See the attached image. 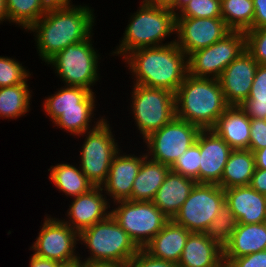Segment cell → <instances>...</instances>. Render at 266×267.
<instances>
[{"label":"cell","instance_id":"24","mask_svg":"<svg viewBox=\"0 0 266 267\" xmlns=\"http://www.w3.org/2000/svg\"><path fill=\"white\" fill-rule=\"evenodd\" d=\"M196 183L195 180L170 170L152 202L171 220L179 212Z\"/></svg>","mask_w":266,"mask_h":267},{"label":"cell","instance_id":"35","mask_svg":"<svg viewBox=\"0 0 266 267\" xmlns=\"http://www.w3.org/2000/svg\"><path fill=\"white\" fill-rule=\"evenodd\" d=\"M200 145L196 141L170 167L171 171L199 183Z\"/></svg>","mask_w":266,"mask_h":267},{"label":"cell","instance_id":"34","mask_svg":"<svg viewBox=\"0 0 266 267\" xmlns=\"http://www.w3.org/2000/svg\"><path fill=\"white\" fill-rule=\"evenodd\" d=\"M93 110L94 108L64 110L54 124L74 135L85 134L90 126L89 122L91 121Z\"/></svg>","mask_w":266,"mask_h":267},{"label":"cell","instance_id":"18","mask_svg":"<svg viewBox=\"0 0 266 267\" xmlns=\"http://www.w3.org/2000/svg\"><path fill=\"white\" fill-rule=\"evenodd\" d=\"M100 191H102L101 186H94L87 193L75 196L68 212L70 222L65 223L80 233L95 223L107 219L110 216V211L108 214L106 212L109 204Z\"/></svg>","mask_w":266,"mask_h":267},{"label":"cell","instance_id":"45","mask_svg":"<svg viewBox=\"0 0 266 267\" xmlns=\"http://www.w3.org/2000/svg\"><path fill=\"white\" fill-rule=\"evenodd\" d=\"M46 11L70 7L71 0H41Z\"/></svg>","mask_w":266,"mask_h":267},{"label":"cell","instance_id":"21","mask_svg":"<svg viewBox=\"0 0 266 267\" xmlns=\"http://www.w3.org/2000/svg\"><path fill=\"white\" fill-rule=\"evenodd\" d=\"M178 267H225L223 248L205 233L191 232L179 259Z\"/></svg>","mask_w":266,"mask_h":267},{"label":"cell","instance_id":"28","mask_svg":"<svg viewBox=\"0 0 266 267\" xmlns=\"http://www.w3.org/2000/svg\"><path fill=\"white\" fill-rule=\"evenodd\" d=\"M51 169L49 179L66 195L79 196L94 187L85 174L80 171L81 169L78 170L73 165L58 164Z\"/></svg>","mask_w":266,"mask_h":267},{"label":"cell","instance_id":"48","mask_svg":"<svg viewBox=\"0 0 266 267\" xmlns=\"http://www.w3.org/2000/svg\"><path fill=\"white\" fill-rule=\"evenodd\" d=\"M191 0H175L170 6H169V9L177 14L175 11L177 9H180V11L188 5V3L190 2ZM176 8V9H175ZM175 10V11H174Z\"/></svg>","mask_w":266,"mask_h":267},{"label":"cell","instance_id":"47","mask_svg":"<svg viewBox=\"0 0 266 267\" xmlns=\"http://www.w3.org/2000/svg\"><path fill=\"white\" fill-rule=\"evenodd\" d=\"M81 267H129V262L90 264L81 263Z\"/></svg>","mask_w":266,"mask_h":267},{"label":"cell","instance_id":"31","mask_svg":"<svg viewBox=\"0 0 266 267\" xmlns=\"http://www.w3.org/2000/svg\"><path fill=\"white\" fill-rule=\"evenodd\" d=\"M240 108L250 119H266V65H258L249 97Z\"/></svg>","mask_w":266,"mask_h":267},{"label":"cell","instance_id":"44","mask_svg":"<svg viewBox=\"0 0 266 267\" xmlns=\"http://www.w3.org/2000/svg\"><path fill=\"white\" fill-rule=\"evenodd\" d=\"M64 265L60 262L50 260L47 258L39 257L35 254L30 259V267H63Z\"/></svg>","mask_w":266,"mask_h":267},{"label":"cell","instance_id":"20","mask_svg":"<svg viewBox=\"0 0 266 267\" xmlns=\"http://www.w3.org/2000/svg\"><path fill=\"white\" fill-rule=\"evenodd\" d=\"M190 233L171 219L143 247V250L154 258L178 264Z\"/></svg>","mask_w":266,"mask_h":267},{"label":"cell","instance_id":"10","mask_svg":"<svg viewBox=\"0 0 266 267\" xmlns=\"http://www.w3.org/2000/svg\"><path fill=\"white\" fill-rule=\"evenodd\" d=\"M90 38L67 46L47 62L56 68L67 86L82 87L92 92L90 86L98 80V54Z\"/></svg>","mask_w":266,"mask_h":267},{"label":"cell","instance_id":"29","mask_svg":"<svg viewBox=\"0 0 266 267\" xmlns=\"http://www.w3.org/2000/svg\"><path fill=\"white\" fill-rule=\"evenodd\" d=\"M222 19L231 31L253 29V0H221Z\"/></svg>","mask_w":266,"mask_h":267},{"label":"cell","instance_id":"51","mask_svg":"<svg viewBox=\"0 0 266 267\" xmlns=\"http://www.w3.org/2000/svg\"><path fill=\"white\" fill-rule=\"evenodd\" d=\"M63 267H81V262H77L71 265H64Z\"/></svg>","mask_w":266,"mask_h":267},{"label":"cell","instance_id":"6","mask_svg":"<svg viewBox=\"0 0 266 267\" xmlns=\"http://www.w3.org/2000/svg\"><path fill=\"white\" fill-rule=\"evenodd\" d=\"M133 112L143 139L176 117L175 94L161 88L134 85Z\"/></svg>","mask_w":266,"mask_h":267},{"label":"cell","instance_id":"27","mask_svg":"<svg viewBox=\"0 0 266 267\" xmlns=\"http://www.w3.org/2000/svg\"><path fill=\"white\" fill-rule=\"evenodd\" d=\"M255 168V158L251 150H232L225 164L221 182L218 185L223 189L249 186Z\"/></svg>","mask_w":266,"mask_h":267},{"label":"cell","instance_id":"49","mask_svg":"<svg viewBox=\"0 0 266 267\" xmlns=\"http://www.w3.org/2000/svg\"><path fill=\"white\" fill-rule=\"evenodd\" d=\"M7 18L6 1L0 0V21H4Z\"/></svg>","mask_w":266,"mask_h":267},{"label":"cell","instance_id":"37","mask_svg":"<svg viewBox=\"0 0 266 267\" xmlns=\"http://www.w3.org/2000/svg\"><path fill=\"white\" fill-rule=\"evenodd\" d=\"M27 70L16 60L0 56V88L26 83Z\"/></svg>","mask_w":266,"mask_h":267},{"label":"cell","instance_id":"5","mask_svg":"<svg viewBox=\"0 0 266 267\" xmlns=\"http://www.w3.org/2000/svg\"><path fill=\"white\" fill-rule=\"evenodd\" d=\"M91 250L81 263L101 264L129 262L140 250L126 231L110 215L107 219L82 230L78 237Z\"/></svg>","mask_w":266,"mask_h":267},{"label":"cell","instance_id":"52","mask_svg":"<svg viewBox=\"0 0 266 267\" xmlns=\"http://www.w3.org/2000/svg\"><path fill=\"white\" fill-rule=\"evenodd\" d=\"M263 223H264V225H265V227H266V217H265V219H264V222H263Z\"/></svg>","mask_w":266,"mask_h":267},{"label":"cell","instance_id":"1","mask_svg":"<svg viewBox=\"0 0 266 267\" xmlns=\"http://www.w3.org/2000/svg\"><path fill=\"white\" fill-rule=\"evenodd\" d=\"M187 55L176 41L155 47L139 48L127 54L137 85L161 88L176 93L188 74ZM186 59V62H185Z\"/></svg>","mask_w":266,"mask_h":267},{"label":"cell","instance_id":"2","mask_svg":"<svg viewBox=\"0 0 266 267\" xmlns=\"http://www.w3.org/2000/svg\"><path fill=\"white\" fill-rule=\"evenodd\" d=\"M73 6L48 10L28 29L37 32V48L45 62L67 46L91 36L94 22L92 10L86 6Z\"/></svg>","mask_w":266,"mask_h":267},{"label":"cell","instance_id":"40","mask_svg":"<svg viewBox=\"0 0 266 267\" xmlns=\"http://www.w3.org/2000/svg\"><path fill=\"white\" fill-rule=\"evenodd\" d=\"M129 267H178L177 264L154 258L140 249L129 261Z\"/></svg>","mask_w":266,"mask_h":267},{"label":"cell","instance_id":"12","mask_svg":"<svg viewBox=\"0 0 266 267\" xmlns=\"http://www.w3.org/2000/svg\"><path fill=\"white\" fill-rule=\"evenodd\" d=\"M201 130L199 126L175 117L145 139L151 149V159L171 167L196 142Z\"/></svg>","mask_w":266,"mask_h":267},{"label":"cell","instance_id":"41","mask_svg":"<svg viewBox=\"0 0 266 267\" xmlns=\"http://www.w3.org/2000/svg\"><path fill=\"white\" fill-rule=\"evenodd\" d=\"M226 267H266V250L234 258Z\"/></svg>","mask_w":266,"mask_h":267},{"label":"cell","instance_id":"11","mask_svg":"<svg viewBox=\"0 0 266 267\" xmlns=\"http://www.w3.org/2000/svg\"><path fill=\"white\" fill-rule=\"evenodd\" d=\"M95 125L92 130L89 128L82 146L81 171L94 186H102L119 148L105 119H100Z\"/></svg>","mask_w":266,"mask_h":267},{"label":"cell","instance_id":"43","mask_svg":"<svg viewBox=\"0 0 266 267\" xmlns=\"http://www.w3.org/2000/svg\"><path fill=\"white\" fill-rule=\"evenodd\" d=\"M249 186L257 192L266 195V169L255 168Z\"/></svg>","mask_w":266,"mask_h":267},{"label":"cell","instance_id":"33","mask_svg":"<svg viewBox=\"0 0 266 267\" xmlns=\"http://www.w3.org/2000/svg\"><path fill=\"white\" fill-rule=\"evenodd\" d=\"M237 220L230 207L224 203L205 231L206 236L224 248L237 227Z\"/></svg>","mask_w":266,"mask_h":267},{"label":"cell","instance_id":"30","mask_svg":"<svg viewBox=\"0 0 266 267\" xmlns=\"http://www.w3.org/2000/svg\"><path fill=\"white\" fill-rule=\"evenodd\" d=\"M30 91L27 83L0 88V117L17 118L28 112Z\"/></svg>","mask_w":266,"mask_h":267},{"label":"cell","instance_id":"4","mask_svg":"<svg viewBox=\"0 0 266 267\" xmlns=\"http://www.w3.org/2000/svg\"><path fill=\"white\" fill-rule=\"evenodd\" d=\"M116 54L124 57L131 51L160 46L162 39L176 31V14L169 7L143 0L139 11L132 15Z\"/></svg>","mask_w":266,"mask_h":267},{"label":"cell","instance_id":"13","mask_svg":"<svg viewBox=\"0 0 266 267\" xmlns=\"http://www.w3.org/2000/svg\"><path fill=\"white\" fill-rule=\"evenodd\" d=\"M79 233L72 229L65 221L47 218L39 236L32 248L35 255L54 260L63 265L81 262L80 257L74 255L75 243Z\"/></svg>","mask_w":266,"mask_h":267},{"label":"cell","instance_id":"32","mask_svg":"<svg viewBox=\"0 0 266 267\" xmlns=\"http://www.w3.org/2000/svg\"><path fill=\"white\" fill-rule=\"evenodd\" d=\"M7 18L29 29L47 12L41 0H5Z\"/></svg>","mask_w":266,"mask_h":267},{"label":"cell","instance_id":"42","mask_svg":"<svg viewBox=\"0 0 266 267\" xmlns=\"http://www.w3.org/2000/svg\"><path fill=\"white\" fill-rule=\"evenodd\" d=\"M254 18L253 29L266 26V0H253Z\"/></svg>","mask_w":266,"mask_h":267},{"label":"cell","instance_id":"7","mask_svg":"<svg viewBox=\"0 0 266 267\" xmlns=\"http://www.w3.org/2000/svg\"><path fill=\"white\" fill-rule=\"evenodd\" d=\"M117 203L120 205L111 210L110 215L140 249L170 220L152 201L122 200Z\"/></svg>","mask_w":266,"mask_h":267},{"label":"cell","instance_id":"3","mask_svg":"<svg viewBox=\"0 0 266 267\" xmlns=\"http://www.w3.org/2000/svg\"><path fill=\"white\" fill-rule=\"evenodd\" d=\"M229 107L218 79L187 74L175 93L176 118L211 129Z\"/></svg>","mask_w":266,"mask_h":267},{"label":"cell","instance_id":"17","mask_svg":"<svg viewBox=\"0 0 266 267\" xmlns=\"http://www.w3.org/2000/svg\"><path fill=\"white\" fill-rule=\"evenodd\" d=\"M119 151L114 155L111 166L108 171L104 185L107 194L113 197L114 202L122 200H131L133 182L142 165L143 157L130 155L118 156Z\"/></svg>","mask_w":266,"mask_h":267},{"label":"cell","instance_id":"22","mask_svg":"<svg viewBox=\"0 0 266 267\" xmlns=\"http://www.w3.org/2000/svg\"><path fill=\"white\" fill-rule=\"evenodd\" d=\"M266 250V227L264 223L237 224L230 242L223 248L226 267L234 258Z\"/></svg>","mask_w":266,"mask_h":267},{"label":"cell","instance_id":"26","mask_svg":"<svg viewBox=\"0 0 266 267\" xmlns=\"http://www.w3.org/2000/svg\"><path fill=\"white\" fill-rule=\"evenodd\" d=\"M94 92L88 89L67 86L45 100L44 109L48 116L55 122L64 110L94 108Z\"/></svg>","mask_w":266,"mask_h":267},{"label":"cell","instance_id":"39","mask_svg":"<svg viewBox=\"0 0 266 267\" xmlns=\"http://www.w3.org/2000/svg\"><path fill=\"white\" fill-rule=\"evenodd\" d=\"M266 147V119H251L249 150Z\"/></svg>","mask_w":266,"mask_h":267},{"label":"cell","instance_id":"19","mask_svg":"<svg viewBox=\"0 0 266 267\" xmlns=\"http://www.w3.org/2000/svg\"><path fill=\"white\" fill-rule=\"evenodd\" d=\"M225 203L233 211L240 224L263 223L266 217L265 195L250 186L224 189Z\"/></svg>","mask_w":266,"mask_h":267},{"label":"cell","instance_id":"16","mask_svg":"<svg viewBox=\"0 0 266 267\" xmlns=\"http://www.w3.org/2000/svg\"><path fill=\"white\" fill-rule=\"evenodd\" d=\"M196 141L200 145L199 183L219 184L233 149L212 129H202Z\"/></svg>","mask_w":266,"mask_h":267},{"label":"cell","instance_id":"50","mask_svg":"<svg viewBox=\"0 0 266 267\" xmlns=\"http://www.w3.org/2000/svg\"><path fill=\"white\" fill-rule=\"evenodd\" d=\"M147 1L169 7L175 0H147Z\"/></svg>","mask_w":266,"mask_h":267},{"label":"cell","instance_id":"38","mask_svg":"<svg viewBox=\"0 0 266 267\" xmlns=\"http://www.w3.org/2000/svg\"><path fill=\"white\" fill-rule=\"evenodd\" d=\"M246 33V50L258 64L266 65V26Z\"/></svg>","mask_w":266,"mask_h":267},{"label":"cell","instance_id":"15","mask_svg":"<svg viewBox=\"0 0 266 267\" xmlns=\"http://www.w3.org/2000/svg\"><path fill=\"white\" fill-rule=\"evenodd\" d=\"M258 65L245 49L224 69L218 80L229 106H240L247 100Z\"/></svg>","mask_w":266,"mask_h":267},{"label":"cell","instance_id":"25","mask_svg":"<svg viewBox=\"0 0 266 267\" xmlns=\"http://www.w3.org/2000/svg\"><path fill=\"white\" fill-rule=\"evenodd\" d=\"M143 159L132 186V201H153L156 192L171 170L168 165L154 160ZM148 160V161H147Z\"/></svg>","mask_w":266,"mask_h":267},{"label":"cell","instance_id":"36","mask_svg":"<svg viewBox=\"0 0 266 267\" xmlns=\"http://www.w3.org/2000/svg\"><path fill=\"white\" fill-rule=\"evenodd\" d=\"M176 17L222 18L221 0H191Z\"/></svg>","mask_w":266,"mask_h":267},{"label":"cell","instance_id":"14","mask_svg":"<svg viewBox=\"0 0 266 267\" xmlns=\"http://www.w3.org/2000/svg\"><path fill=\"white\" fill-rule=\"evenodd\" d=\"M231 30L222 18L176 17L178 47L189 54L211 46Z\"/></svg>","mask_w":266,"mask_h":267},{"label":"cell","instance_id":"23","mask_svg":"<svg viewBox=\"0 0 266 267\" xmlns=\"http://www.w3.org/2000/svg\"><path fill=\"white\" fill-rule=\"evenodd\" d=\"M251 119L240 106H229L211 128L233 150L249 149Z\"/></svg>","mask_w":266,"mask_h":267},{"label":"cell","instance_id":"8","mask_svg":"<svg viewBox=\"0 0 266 267\" xmlns=\"http://www.w3.org/2000/svg\"><path fill=\"white\" fill-rule=\"evenodd\" d=\"M245 49L246 33L230 31L211 46L188 55V74L196 78H209L212 75L213 79H219L224 69Z\"/></svg>","mask_w":266,"mask_h":267},{"label":"cell","instance_id":"9","mask_svg":"<svg viewBox=\"0 0 266 267\" xmlns=\"http://www.w3.org/2000/svg\"><path fill=\"white\" fill-rule=\"evenodd\" d=\"M224 203V189L218 184L196 183L172 220L190 232L205 233Z\"/></svg>","mask_w":266,"mask_h":267},{"label":"cell","instance_id":"46","mask_svg":"<svg viewBox=\"0 0 266 267\" xmlns=\"http://www.w3.org/2000/svg\"><path fill=\"white\" fill-rule=\"evenodd\" d=\"M252 152L254 154L256 168L266 169V147Z\"/></svg>","mask_w":266,"mask_h":267}]
</instances>
